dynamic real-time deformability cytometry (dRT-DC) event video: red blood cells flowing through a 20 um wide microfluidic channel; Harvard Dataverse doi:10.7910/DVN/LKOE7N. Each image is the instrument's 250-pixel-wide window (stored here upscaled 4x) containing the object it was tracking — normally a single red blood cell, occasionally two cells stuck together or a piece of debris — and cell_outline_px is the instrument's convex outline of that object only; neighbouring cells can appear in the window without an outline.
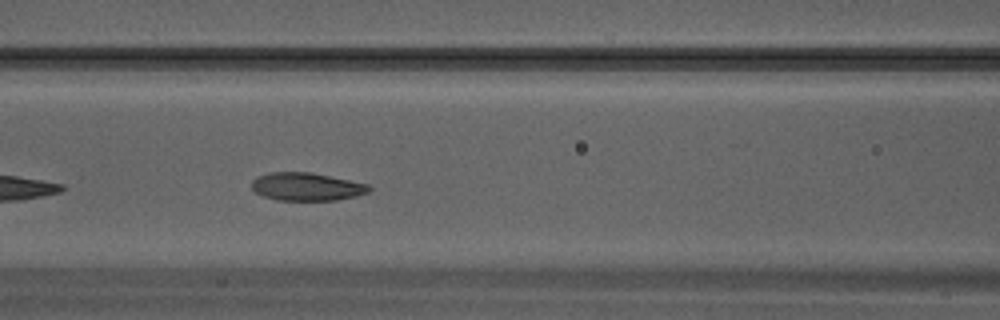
{"species": "Egyptian fruit bat (a non-hibernating species)", "species_latin": "Rousettus aegyptiacus", "temperature_condition": "warm", "stored_images_in_passage": 9, "camera_frame_rate_fps": 3000, "um_per_image_px": 0.085, "animal": {"sex": "male"}, "frame": {"image": 1, "passage_image": 9, "time_ms": 2.667, "image_size_px": [1000, 320], "cell_outline_px": [[372, 188], [368, 192], [356, 196], [336, 200], [276, 200], [264, 196], [256, 192], [252, 188], [252, 180], [256, 176], [268, 172], [312, 172], [368, 184]], "centroid_in_image_um": [26.05, 15.86], "position_along_channel_um": 140.6, "area_um2": 19.19}}